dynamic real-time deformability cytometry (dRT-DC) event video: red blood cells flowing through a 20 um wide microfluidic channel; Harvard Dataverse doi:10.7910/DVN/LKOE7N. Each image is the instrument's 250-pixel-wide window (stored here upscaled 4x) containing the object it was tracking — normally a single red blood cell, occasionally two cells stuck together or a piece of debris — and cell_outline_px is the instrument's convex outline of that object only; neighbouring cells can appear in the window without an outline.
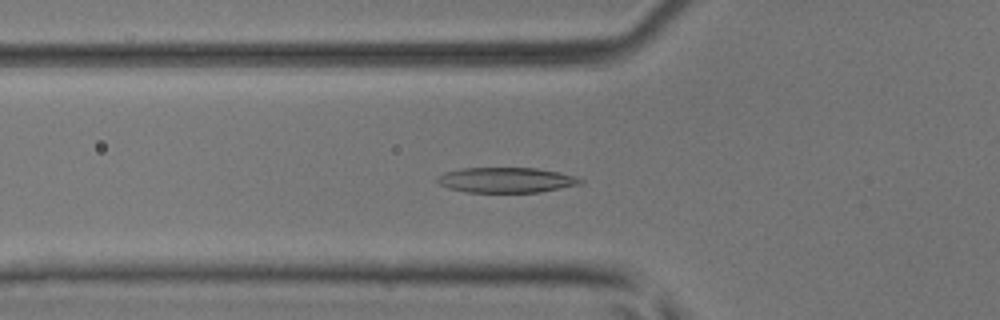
{"species": "common noctule bat (a hibernating species)", "species_latin": "Nyctalus noctula", "temperature_condition": "room temperature", "stored_images_in_passage": 50, "camera_frame_rate_fps": 3000, "um_per_image_px": 0.085, "animal": {"sex": "male", "body_mass_g": 17.9, "forearm_length_mm": 54.2}, "frame": {"image": 1, "passage_image": 18, "time_ms": 5.667, "image_size_px": [1000, 320], "cell_outline_px": [[584, 184], [540, 192], [468, 192], [448, 188], [440, 184], [436, 180], [436, 176], [444, 172], [464, 168], [536, 168], [556, 172], [572, 176], [584, 180]], "centroid_in_image_um": [43.01, 15.31], "position_along_channel_um": 82.8, "area_um2": 20.98}}
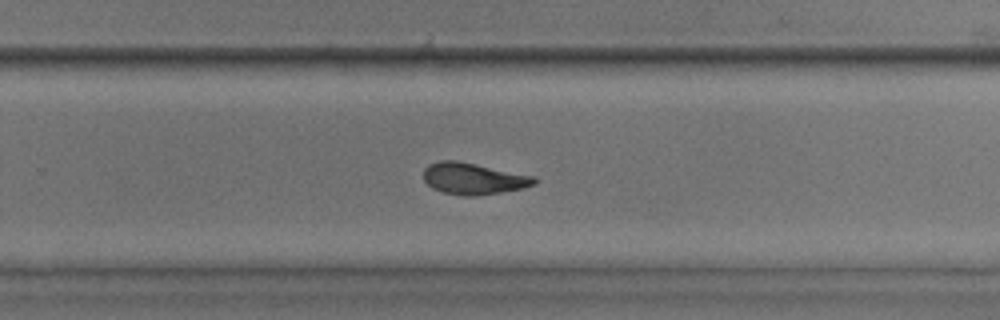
{"frame": {"image": 2, "passage_image": 33, "time_ms": 10.667, "image_size_px": [1000, 320], "cell_outline_px": [[536, 184], [520, 188], [500, 192], [476, 196], [464, 196], [444, 192], [432, 188], [424, 180], [424, 168], [428, 164], [440, 160], [456, 160], [476, 164], [532, 176], [536, 180]], "centroid_in_image_um": [40.18, 15.18], "position_along_channel_um": 289.6, "area_um2": 20.06}}
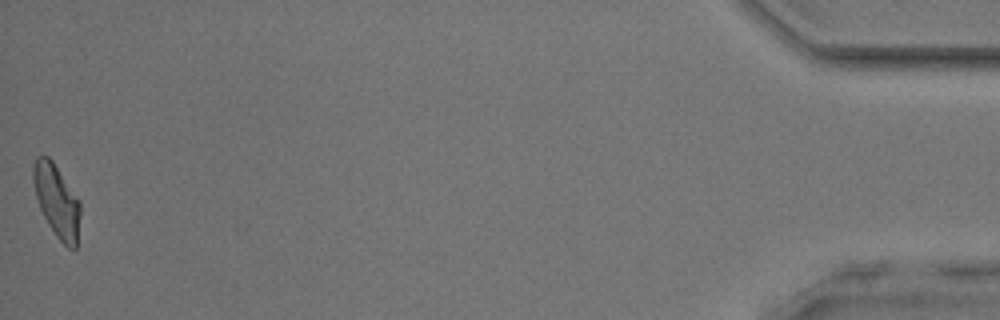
{"frame": {"image": 3, "passage_image": 50, "time_ms": 16.333, "image_size_px": [1000, 320], "cell_outline_px": [[80, 216], [76, 248], [68, 248], [56, 236], [48, 224], [40, 208], [36, 196], [32, 180], [32, 164], [36, 156], [48, 156], [52, 160], [80, 200]], "centroid_in_image_um": [4.81, 17.04], "position_along_channel_um": 430.4, "area_um2": 19.94}, "authors_computed_cell_mechanics": {"area_um2": 20.519, "velocity_mm_per_s": 4.1423, "shape_relaxation_time_tau1_ms": 4.3299, "shape_relaxation_time_tau2_ms": 2.5316, "deformation_change_tau1": 0.1834, "deformation_change_tau2": 0.101}}